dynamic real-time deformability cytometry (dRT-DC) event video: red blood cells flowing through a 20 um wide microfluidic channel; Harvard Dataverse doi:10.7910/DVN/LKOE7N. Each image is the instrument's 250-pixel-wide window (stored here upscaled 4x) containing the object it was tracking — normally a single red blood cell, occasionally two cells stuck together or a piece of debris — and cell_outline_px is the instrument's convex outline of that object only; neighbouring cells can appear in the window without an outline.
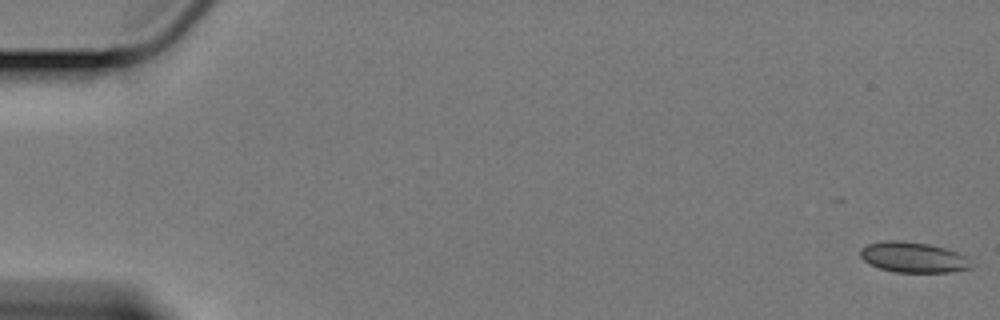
{"species": "Egyptian fruit bat (a non-hibernating species)", "species_latin": "Rousettus aegyptiacus", "temperature_condition": "cold", "stored_images_in_passage": 49, "camera_frame_rate_fps": 3000, "um_per_image_px": 0.085, "animal": {"sex": "female"}, "frame": {"image": 1, "passage_image": 1, "time_ms": 0.0, "image_size_px": [1000, 320], "cell_outline_px": [[972, 268], [948, 272], [892, 272], [868, 264], [860, 256], [860, 248], [868, 244], [888, 240], [900, 240], [928, 244], [944, 248], [956, 252], [964, 256]], "centroid_in_image_um": [77.55, 21.87], "position_along_channel_um": 7.4, "area_um2": 19.48}}
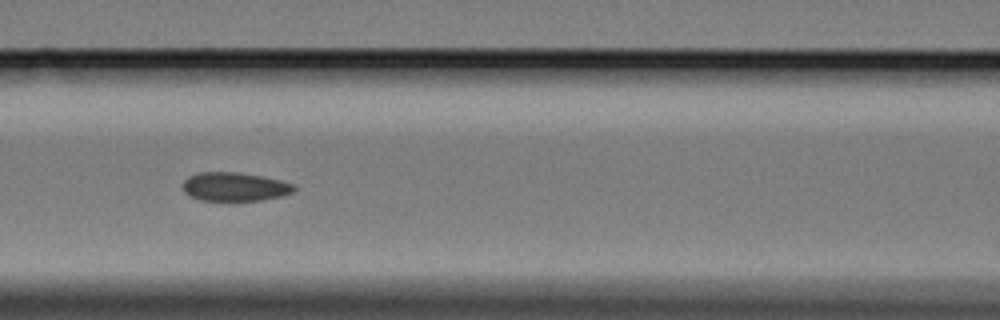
{"frame": {"image": 2, "passage_image": 27, "time_ms": 8.667, "image_size_px": [1000, 320], "cell_outline_px": [[296, 188], [292, 192], [280, 196], [264, 200], [200, 200], [188, 196], [184, 192], [184, 180], [188, 176], [200, 172], [236, 172], [260, 176], [280, 180], [292, 184]], "centroid_in_image_um": [19.91, 15.87], "position_along_channel_um": 146.7, "area_um2": 18.44}}
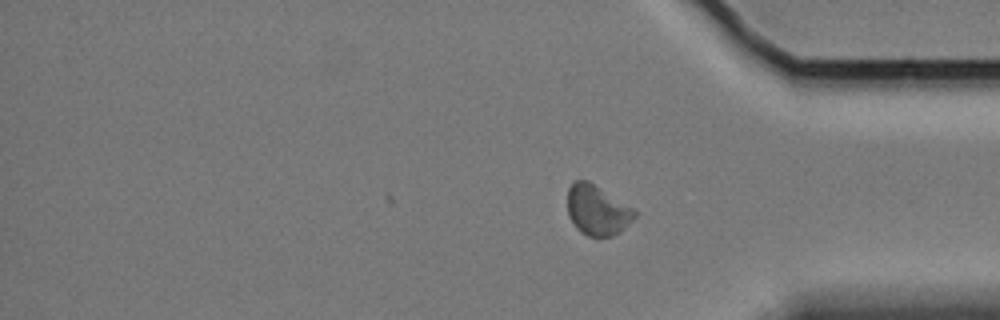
{"frame": {"image": 3, "passage_image": 49, "time_ms": 16.0, "image_size_px": [1000, 320], "cell_outline_px": [[636, 216], [620, 232], [612, 236], [596, 240], [580, 232], [576, 228], [568, 216], [568, 188], [576, 180], [588, 180], [632, 208], [636, 212]], "centroid_in_image_um": [50.74, 17.91], "position_along_channel_um": 384.5, "area_um2": 19.71}, "authors_computed_cell_mechanics": {"area_um2": 19.363, "velocity_mm_per_s": 3.3643, "shape_relaxation_time_tau1_ms": null, "shape_relaxation_time_tau2_ms": 4.534, "deformation_change_tau1": null, "deformation_change_tau2": 0.06}}